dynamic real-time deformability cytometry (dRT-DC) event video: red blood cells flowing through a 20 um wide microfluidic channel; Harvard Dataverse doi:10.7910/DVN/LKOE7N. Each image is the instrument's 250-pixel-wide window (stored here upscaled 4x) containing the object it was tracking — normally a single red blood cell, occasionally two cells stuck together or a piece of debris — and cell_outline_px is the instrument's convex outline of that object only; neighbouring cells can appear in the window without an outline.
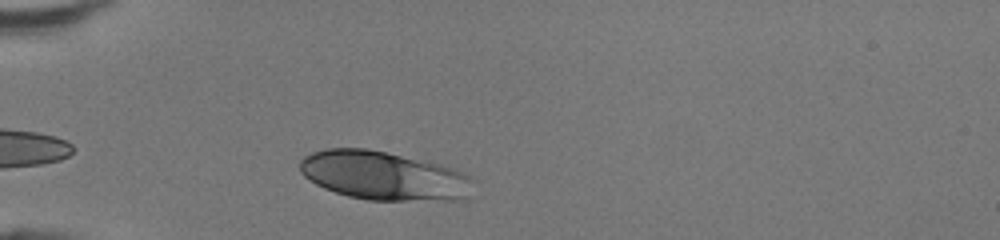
{"species": "human", "species_latin": "Homo sapiens", "temperature_condition": "room temperature", "stored_images_in_passage": 30, "camera_frame_rate_fps": 3000, "um_per_image_px": 0.085, "donor": {"sex": "female"}, "frame": {"image": 1, "passage_image": 3, "time_ms": 0.667, "image_size_px": [1000, 240], "cell_outline_px": [[476, 180], [468, 200], [368, 200], [348, 196], [324, 188], [316, 184], [304, 176], [300, 172], [300, 160], [304, 156], [312, 152], [324, 148], [368, 148], [428, 160], [456, 168], [472, 176]], "centroid_in_image_um": [32.71, 14.93], "position_along_channel_um": 52.3, "area_um2": 50.29}}
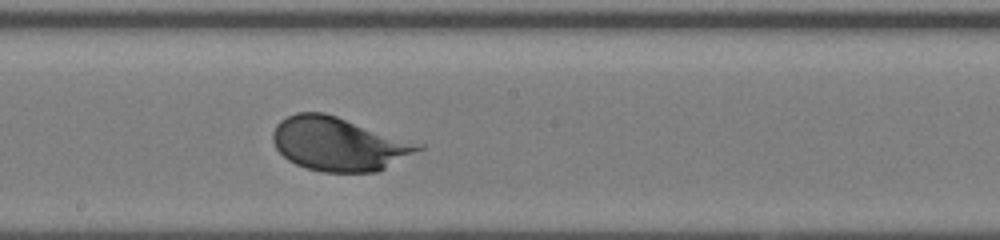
{"frame": {"image": 2, "passage_image": 16, "time_ms": 5.0, "image_size_px": [1000, 240], "cell_outline_px": [[424, 148], [376, 172], [324, 172], [308, 168], [296, 164], [288, 160], [276, 148], [272, 140], [272, 132], [276, 124], [280, 120], [296, 112], [324, 112], [424, 144]], "centroid_in_image_um": [28.77, 12.22], "position_along_channel_um": 219.4, "area_um2": 45.26}}
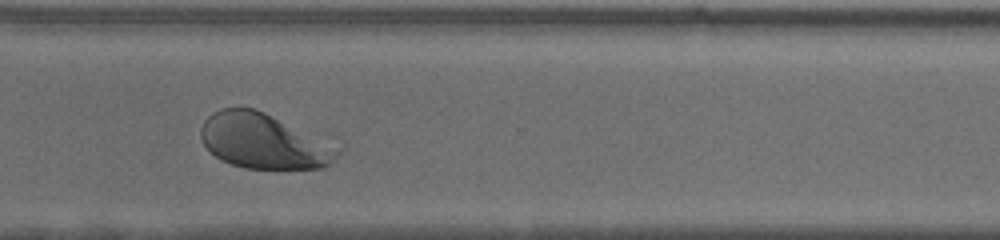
{"frame": {"image": 3, "passage_image": 25, "time_ms": 8.0, "image_size_px": [1000, 240], "cell_outline_px": [[344, 148], [332, 164], [320, 168], [244, 168], [220, 160], [204, 144], [200, 136], [200, 128], [204, 120], [212, 112], [220, 108], [256, 108]], "centroid_in_image_um": [22.44, 11.99], "position_along_channel_um": 348.2, "area_um2": 44.1}, "authors_computed_cell_mechanics": {"area_um2": 45.5753, "velocity_mm_per_s": 4.2917, "shape_relaxation_time_tau1_ms": 1.6978, "shape_relaxation_time_tau2_ms": null, "deformation_change_tau1": 0.1526, "deformation_change_tau2": null}}